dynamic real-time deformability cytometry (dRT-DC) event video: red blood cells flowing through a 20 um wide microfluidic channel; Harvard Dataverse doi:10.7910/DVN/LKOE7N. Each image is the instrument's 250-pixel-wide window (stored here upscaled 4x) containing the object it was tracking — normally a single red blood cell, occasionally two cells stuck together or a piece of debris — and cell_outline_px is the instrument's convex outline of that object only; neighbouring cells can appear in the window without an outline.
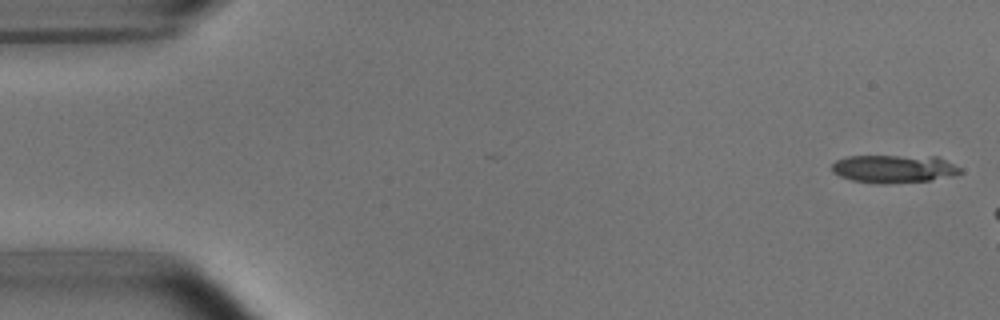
{"species": "common noctule bat (a hibernating species)", "species_latin": "Nyctalus noctula", "temperature_condition": "room temperature", "stored_images_in_passage": 7, "camera_frame_rate_fps": 3000, "um_per_image_px": 0.085, "animal": {"sex": "male", "body_mass_g": 15.6}, "frame": {"image": 1, "passage_image": 1, "time_ms": 0.0, "image_size_px": [1000, 320], "cell_outline_px": [[964, 172], [952, 176], [928, 180], [884, 184], [876, 184], [852, 180], [840, 176], [832, 172], [832, 164], [836, 160], [848, 156], [936, 156], [960, 168]], "centroid_in_image_um": [75.96, 14.35], "position_along_channel_um": 9.0, "area_um2": 20.92}}